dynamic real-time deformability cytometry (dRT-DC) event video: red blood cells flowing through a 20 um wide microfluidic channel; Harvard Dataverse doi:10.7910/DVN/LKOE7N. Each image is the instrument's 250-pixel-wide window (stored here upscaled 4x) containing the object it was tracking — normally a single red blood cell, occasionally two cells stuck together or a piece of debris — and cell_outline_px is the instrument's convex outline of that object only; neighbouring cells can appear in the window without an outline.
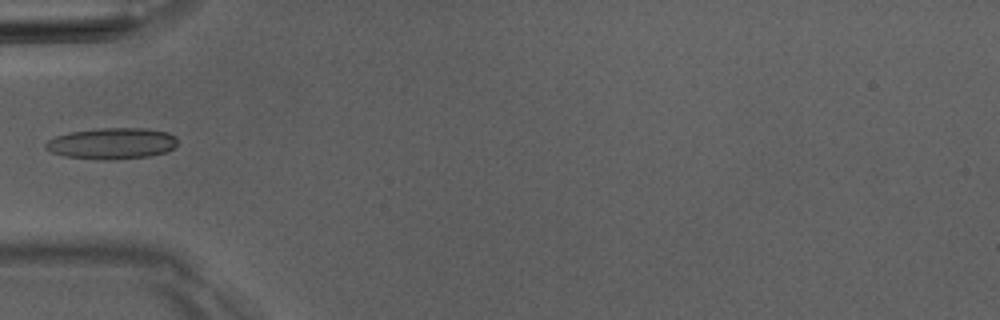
{"species": "Egyptian fruit bat (a non-hibernating species)", "species_latin": "Rousettus aegyptiacus", "temperature_condition": "room temperature", "stored_images_in_passage": 4, "camera_frame_rate_fps": 3000, "um_per_image_px": 0.085, "animal": {"sex": "male"}, "frame": {"image": 1, "passage_image": 4, "time_ms": 4.667, "image_size_px": [1000, 320], "cell_outline_px": [[176, 144], [168, 152], [148, 156], [112, 160], [104, 160], [64, 156], [52, 152], [44, 148], [44, 144], [48, 140], [56, 136], [68, 132], [96, 128], [148, 128], [168, 132], [176, 136]], "centroid_in_image_um": [9.51, 12.18], "position_along_channel_um": 75.5, "area_um2": 24.22}}